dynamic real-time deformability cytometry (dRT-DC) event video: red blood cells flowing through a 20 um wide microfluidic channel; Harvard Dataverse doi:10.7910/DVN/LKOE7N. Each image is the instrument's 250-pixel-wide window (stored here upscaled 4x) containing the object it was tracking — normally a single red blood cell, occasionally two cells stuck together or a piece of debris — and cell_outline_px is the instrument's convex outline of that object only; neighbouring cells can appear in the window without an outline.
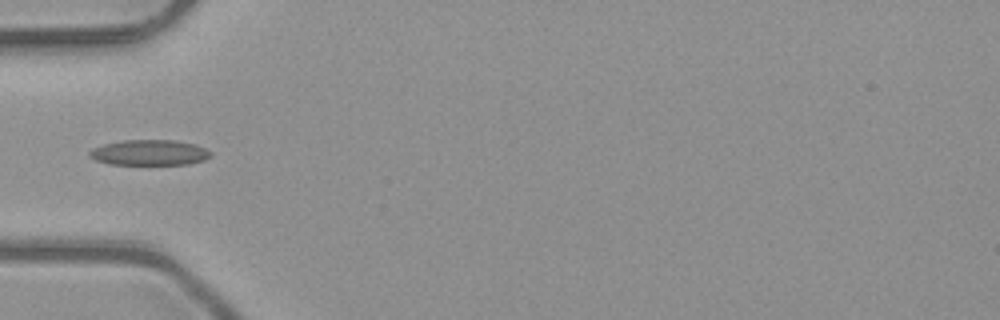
{"species": "common noctule bat (a hibernating species)", "species_latin": "Nyctalus noctula", "temperature_condition": "room temperature", "stored_images_in_passage": 5, "camera_frame_rate_fps": 3000, "um_per_image_px": 0.085, "animal": {"sex": "male", "body_mass_g": 23.1, "forearm_length_mm": 52.7}, "frame": {"image": 1, "passage_image": 4, "time_ms": 1.0, "image_size_px": [1000, 320], "cell_outline_px": [[212, 156], [204, 160], [188, 164], [108, 164], [96, 160], [88, 156], [88, 152], [92, 148], [104, 144], [124, 140], [176, 140], [196, 144], [212, 152]], "centroid_in_image_um": [12.71, 12.96], "position_along_channel_um": 72.3, "area_um2": 18.09}}
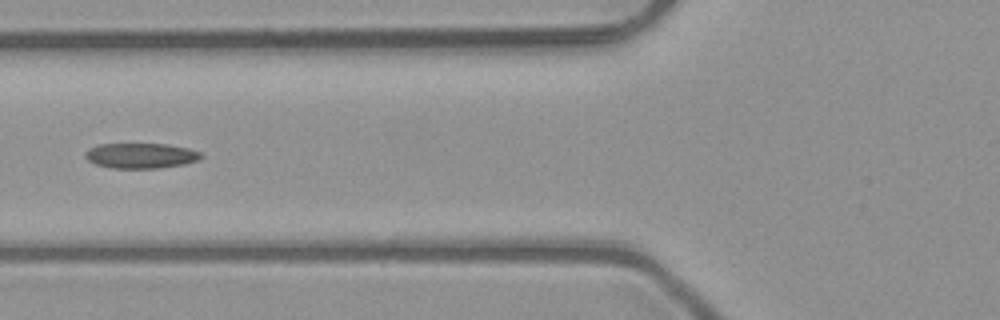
{"frame": {"image": 2, "passage_image": 5, "time_ms": 1.333, "image_size_px": [1000, 320], "cell_outline_px": [[204, 156], [200, 160], [184, 164], [160, 168], [112, 168], [96, 164], [88, 160], [84, 156], [84, 152], [88, 148], [100, 144], [168, 144], [188, 148], [200, 152]], "centroid_in_image_um": [11.98, 13.23], "position_along_channel_um": 113.8, "area_um2": 17.17}}